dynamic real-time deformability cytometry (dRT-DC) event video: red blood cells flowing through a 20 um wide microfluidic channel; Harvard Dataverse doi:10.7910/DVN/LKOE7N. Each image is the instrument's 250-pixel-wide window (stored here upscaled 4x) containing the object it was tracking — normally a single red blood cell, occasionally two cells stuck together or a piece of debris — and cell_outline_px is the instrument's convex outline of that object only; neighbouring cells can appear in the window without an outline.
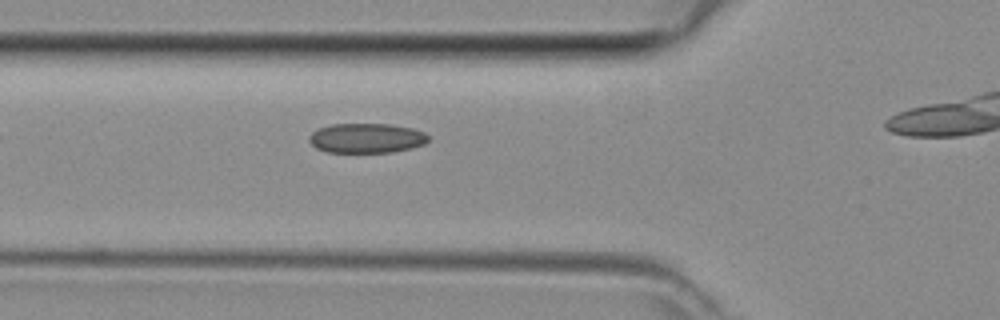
{"species": "common noctule bat (a hibernating species)", "species_latin": "Nyctalus noctula", "temperature_condition": "room temperature", "stored_images_in_passage": 25, "camera_frame_rate_fps": 3000, "um_per_image_px": 0.085, "animal": {"sex": "female", "body_mass_g": 29.2, "forearm_length_mm": 56.3}, "frame": {"image": 1, "passage_image": 4, "time_ms": 1.0, "image_size_px": [1000, 320], "cell_outline_px": [[428, 140], [424, 144], [412, 148], [392, 152], [328, 152], [316, 148], [308, 140], [308, 136], [312, 132], [320, 128], [332, 124], [392, 124], [412, 128], [424, 132], [428, 136]], "centroid_in_image_um": [31.15, 11.74], "position_along_channel_um": 94.6, "area_um2": 20.63}}
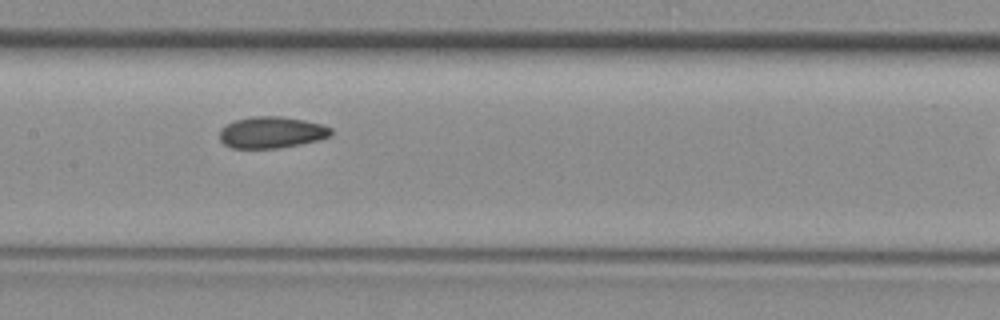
{"frame": {"image": 2, "passage_image": 10, "time_ms": 3.0, "image_size_px": [1000, 320], "cell_outline_px": [[332, 136], [300, 144], [276, 148], [232, 148], [224, 144], [220, 140], [220, 128], [236, 120], [252, 116], [280, 116], [304, 120], [320, 124], [332, 128]], "centroid_in_image_um": [23.08, 11.25], "position_along_channel_um": 184.3, "area_um2": 20.35}}
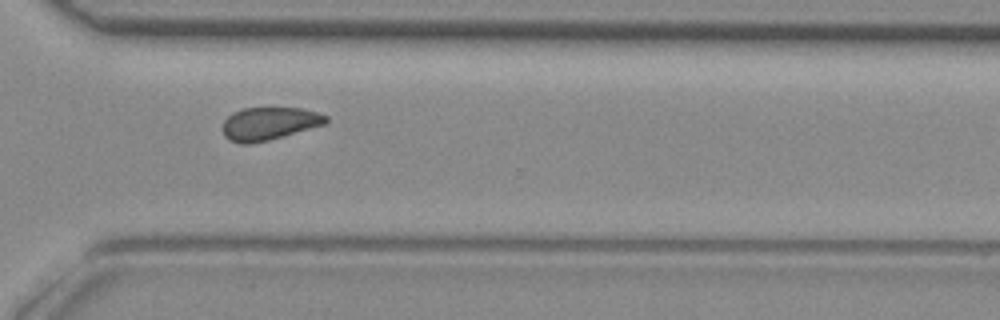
{"frame": {"image": 3, "passage_image": 21, "time_ms": 6.667, "image_size_px": [1000, 320], "cell_outline_px": [[328, 120], [324, 124], [268, 140], [248, 144], [240, 144], [228, 140], [224, 136], [224, 120], [232, 112], [244, 108], [304, 108], [328, 116]], "centroid_in_image_um": [22.85, 10.5], "position_along_channel_um": 347.7, "area_um2": 19.59}}